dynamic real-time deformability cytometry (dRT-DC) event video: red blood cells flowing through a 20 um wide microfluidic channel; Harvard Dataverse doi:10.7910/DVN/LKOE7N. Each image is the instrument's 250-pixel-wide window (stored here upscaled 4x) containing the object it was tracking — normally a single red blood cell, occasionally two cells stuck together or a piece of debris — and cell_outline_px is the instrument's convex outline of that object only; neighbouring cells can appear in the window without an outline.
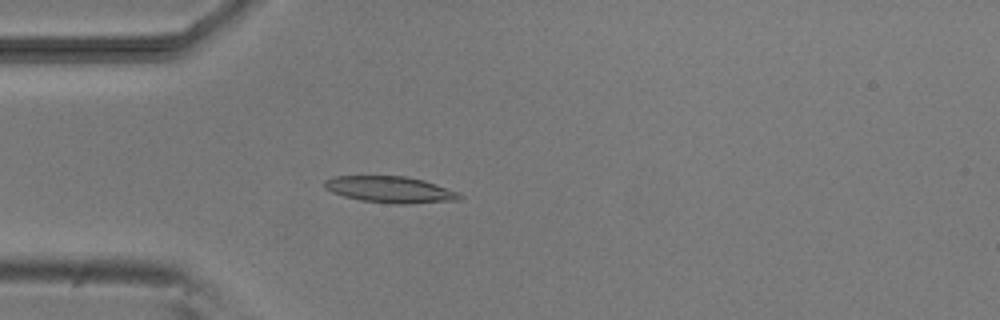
{"species": "common noctule bat (a hibernating species)", "species_latin": "Nyctalus noctula", "temperature_condition": "room temperature", "stored_images_in_passage": 52, "camera_frame_rate_fps": 3000, "um_per_image_px": 0.085, "animal": {"sex": "male", "body_mass_g": 20.5, "forearm_length_mm": 52.5}, "frame": {"image": 1, "passage_image": 15, "time_ms": 4.667, "image_size_px": [1000, 320], "cell_outline_px": [[464, 196], [460, 200], [408, 204], [396, 204], [360, 200], [344, 196], [332, 192], [324, 188], [324, 180], [332, 176], [404, 176], [424, 180], [460, 192]], "centroid_in_image_um": [33.19, 16.11], "position_along_channel_um": 51.8, "area_um2": 20.98}}
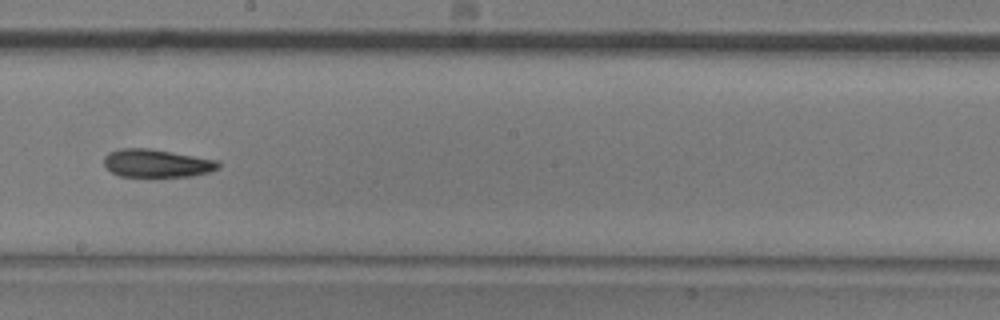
{"frame": {"image": 2, "passage_image": 30, "time_ms": 9.667, "image_size_px": [1000, 320], "cell_outline_px": [[220, 168], [208, 172], [192, 176], [152, 180], [120, 176], [112, 172], [104, 164], [104, 156], [108, 152], [120, 148], [148, 148], [220, 160]], "centroid_in_image_um": [13.33, 13.93], "position_along_channel_um": 234.9, "area_um2": 19.71}}
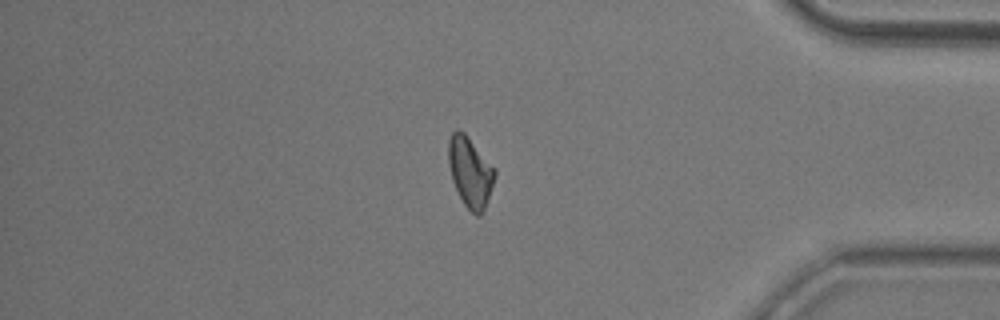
{"frame": {"image": 3, "passage_image": 45, "time_ms": 14.667, "image_size_px": [1000, 320], "cell_outline_px": [[496, 176], [484, 208], [480, 216], [476, 216], [464, 204], [452, 180], [448, 164], [448, 140], [452, 132], [456, 128], [464, 132], [496, 168]], "centroid_in_image_um": [39.96, 14.58], "position_along_channel_um": 395.2, "area_um2": 18.96}, "authors_computed_cell_mechanics": {"area_um2": 19.2185, "velocity_mm_per_s": 3.8066, "shape_relaxation_time_tau1_ms": 6.1581, "shape_relaxation_time_tau2_ms": null, "deformation_change_tau1": 0.1671, "deformation_change_tau2": null}}